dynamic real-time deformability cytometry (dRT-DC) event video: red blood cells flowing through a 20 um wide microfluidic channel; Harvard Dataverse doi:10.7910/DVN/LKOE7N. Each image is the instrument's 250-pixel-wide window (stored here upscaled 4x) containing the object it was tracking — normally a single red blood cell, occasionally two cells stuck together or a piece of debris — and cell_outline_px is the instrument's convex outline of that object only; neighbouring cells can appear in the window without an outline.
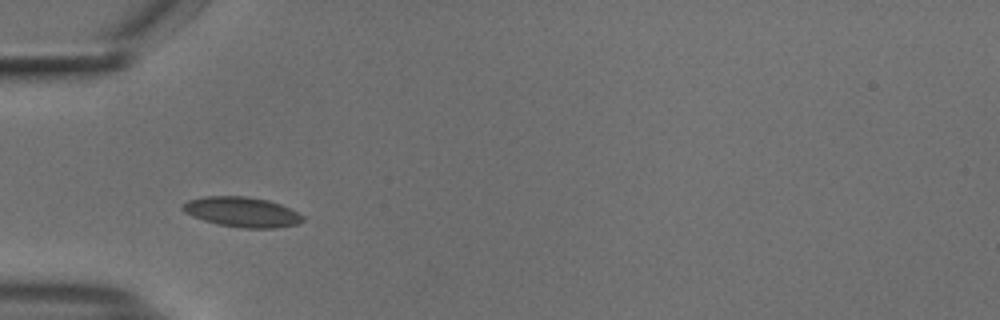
{"species": "common noctule bat (a hibernating species)", "species_latin": "Nyctalus noctula", "temperature_condition": "cold", "stored_images_in_passage": 38, "camera_frame_rate_fps": 3000, "um_per_image_px": 0.085, "animal": {"sex": "male", "body_mass_g": 18.8}, "frame": {"image": 1, "passage_image": 1, "time_ms": 0.0, "image_size_px": [1000, 320], "cell_outline_px": [[304, 220], [296, 224], [280, 228], [240, 228], [220, 224], [204, 220], [184, 212], [180, 208], [180, 204], [188, 200], [204, 196], [248, 196], [268, 200], [280, 204], [304, 216]], "centroid_in_image_um": [20.55, 18.01], "position_along_channel_um": 64.5, "area_um2": 21.04}}
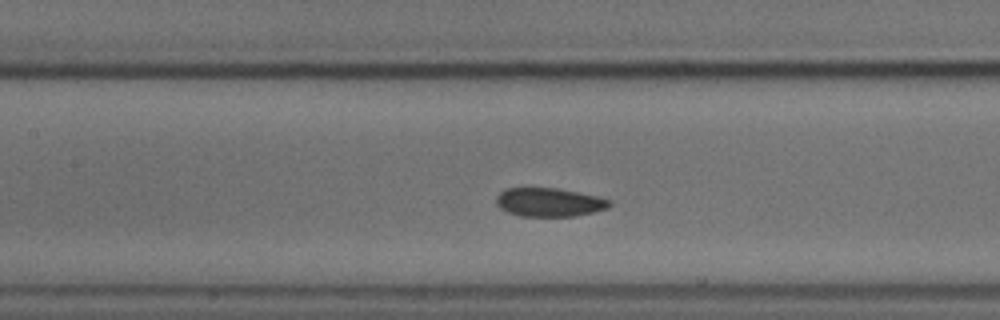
{"frame": {"image": 2, "passage_image": 9, "time_ms": 2.667, "image_size_px": [1000, 320], "cell_outline_px": [[612, 204], [608, 208], [592, 212], [572, 216], [520, 216], [508, 212], [500, 208], [496, 204], [496, 196], [504, 188], [556, 188], [596, 196], [612, 200]], "centroid_in_image_um": [46.66, 17.19], "position_along_channel_um": 160.7, "area_um2": 18.84}}
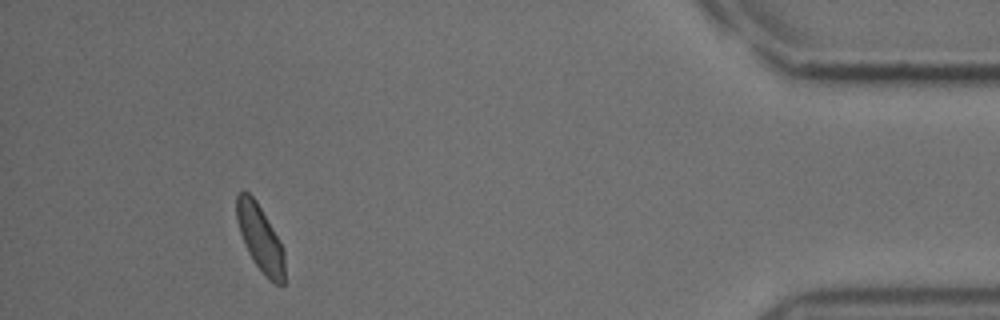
{"frame": {"image": 3, "passage_image": 34, "time_ms": 11.0, "image_size_px": [1000, 320], "cell_outline_px": [[284, 284], [276, 284], [268, 280], [264, 276], [252, 260], [244, 244], [236, 220], [236, 196], [240, 192], [248, 192], [256, 200], [280, 240], [284, 248]], "centroid_in_image_um": [22.11, 20.27], "position_along_channel_um": 413.1, "area_um2": 18.73}, "authors_computed_cell_mechanics": {"area_um2": 19.3052, "velocity_mm_per_s": 3.6909, "shape_relaxation_time_tau1_ms": 9.4287, "shape_relaxation_time_tau2_ms": null, "deformation_change_tau1": 0.1357, "deformation_change_tau2": null}}